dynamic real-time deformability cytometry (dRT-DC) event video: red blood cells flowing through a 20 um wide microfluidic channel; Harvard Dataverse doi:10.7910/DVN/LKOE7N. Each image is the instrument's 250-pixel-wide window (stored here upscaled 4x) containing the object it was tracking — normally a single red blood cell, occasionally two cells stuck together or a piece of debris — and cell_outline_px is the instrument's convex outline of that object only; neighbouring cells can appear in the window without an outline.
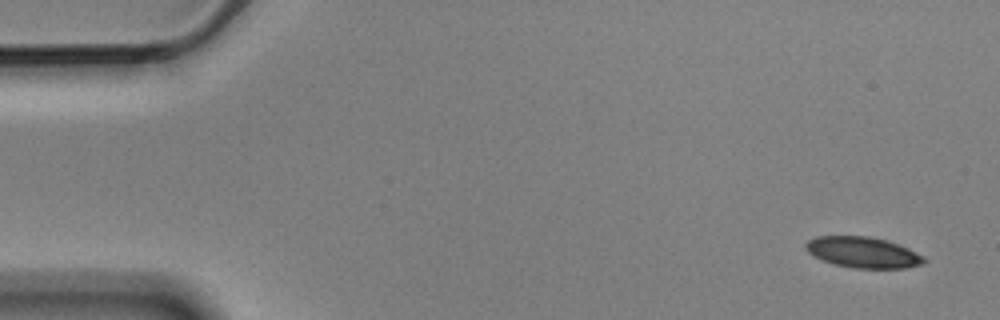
{"species": "Egyptian fruit bat (a non-hibernating species)", "species_latin": "Rousettus aegyptiacus", "temperature_condition": "cold", "stored_images_in_passage": 8, "camera_frame_rate_fps": 3000, "um_per_image_px": 0.085, "animal": {"sex": "male"}, "frame": {"image": 1, "passage_image": 1, "time_ms": 0.0, "image_size_px": [1000, 320], "cell_outline_px": [[928, 260], [924, 264], [904, 268], [852, 268], [836, 264], [812, 256], [804, 248], [804, 244], [808, 240], [816, 236], [868, 236], [884, 240], [908, 248], [924, 256]], "centroid_in_image_um": [73.34, 21.45], "position_along_channel_um": 11.7, "area_um2": 21.27}}
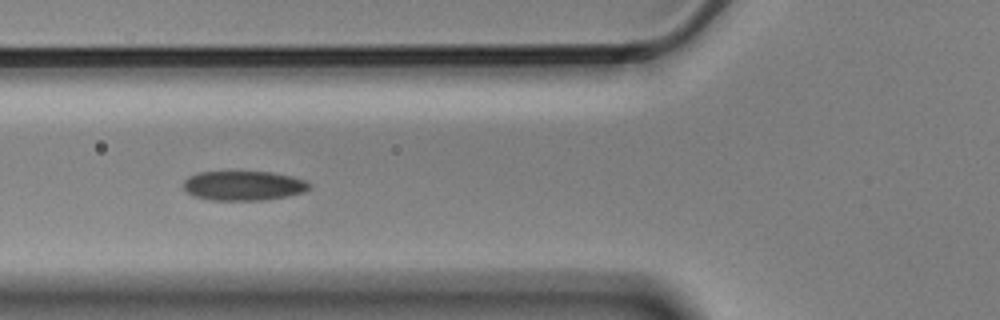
{"frame": {"image": 2, "passage_image": 6, "time_ms": 1.667, "image_size_px": [1000, 320], "cell_outline_px": [[312, 188], [304, 192], [288, 196], [268, 200], [212, 200], [192, 196], [184, 188], [184, 180], [188, 176], [196, 172], [272, 172], [292, 176], [304, 180], [312, 184]], "centroid_in_image_um": [20.73, 15.78], "position_along_channel_um": 105.1, "area_um2": 21.91}}
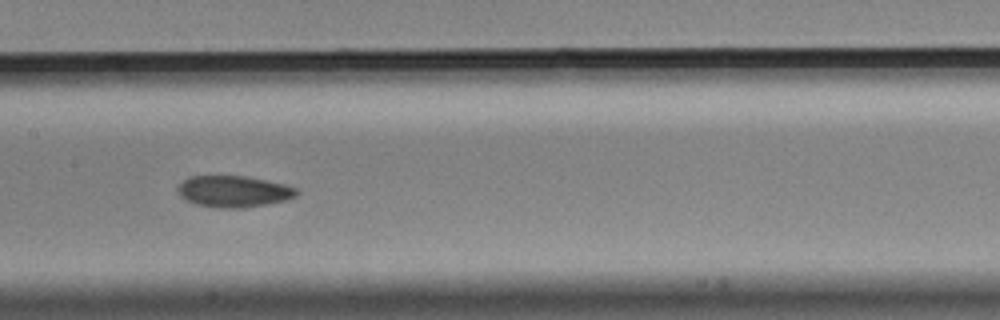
{"frame": {"image": 3, "passage_image": 8, "time_ms": 2.333, "image_size_px": [1000, 320], "cell_outline_px": [[300, 192], [296, 196], [288, 200], [244, 208], [216, 208], [196, 204], [180, 196], [176, 188], [188, 176], [244, 176], [284, 184], [296, 188]], "centroid_in_image_um": [19.87, 16.28], "position_along_channel_um": 187.5, "area_um2": 21.79}}